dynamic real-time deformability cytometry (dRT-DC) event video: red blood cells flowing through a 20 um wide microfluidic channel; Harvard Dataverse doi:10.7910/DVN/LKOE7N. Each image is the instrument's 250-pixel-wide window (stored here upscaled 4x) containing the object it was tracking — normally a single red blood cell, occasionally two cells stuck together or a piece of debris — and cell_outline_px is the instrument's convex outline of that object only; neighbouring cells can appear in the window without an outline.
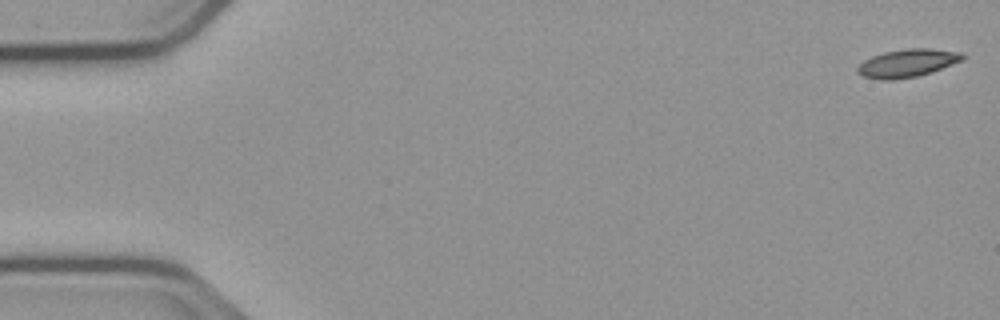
{"species": "common noctule bat (a hibernating species)", "species_latin": "Nyctalus noctula", "temperature_condition": "cold", "stored_images_in_passage": 45, "camera_frame_rate_fps": 3000, "um_per_image_px": 0.085, "animal": {"sex": "male", "body_mass_g": 23.1, "forearm_length_mm": 52.7}, "frame": {"image": 1, "passage_image": 1, "time_ms": 0.0, "image_size_px": [1000, 320], "cell_outline_px": [[964, 56], [960, 60], [952, 64], [932, 72], [916, 76], [892, 80], [884, 80], [864, 76], [856, 68], [864, 60], [872, 56], [884, 52], [908, 48], [928, 48], [960, 52]], "centroid_in_image_um": [77.11, 5.36], "position_along_channel_um": 7.9, "area_um2": 16.76}}
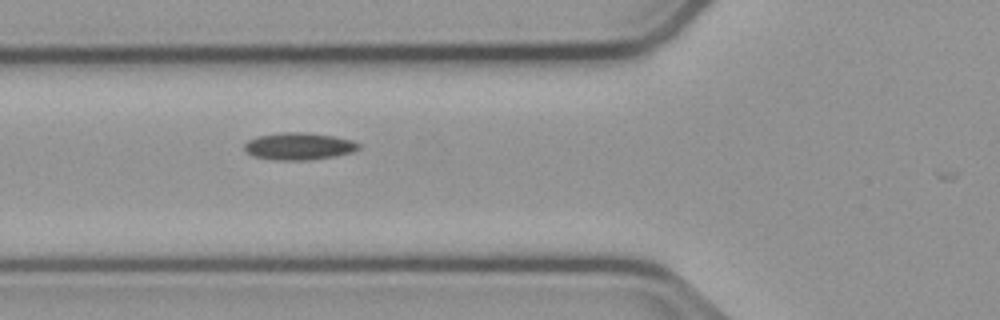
{"frame": {"image": 2, "passage_image": 20, "time_ms": 6.333, "image_size_px": [1000, 320], "cell_outline_px": [[360, 148], [352, 152], [332, 156], [308, 160], [276, 160], [252, 156], [244, 148], [244, 144], [248, 140], [256, 136], [280, 132], [308, 132], [332, 136], [352, 140], [360, 144]], "centroid_in_image_um": [25.38, 12.42], "position_along_channel_um": 100.4, "area_um2": 18.09}}
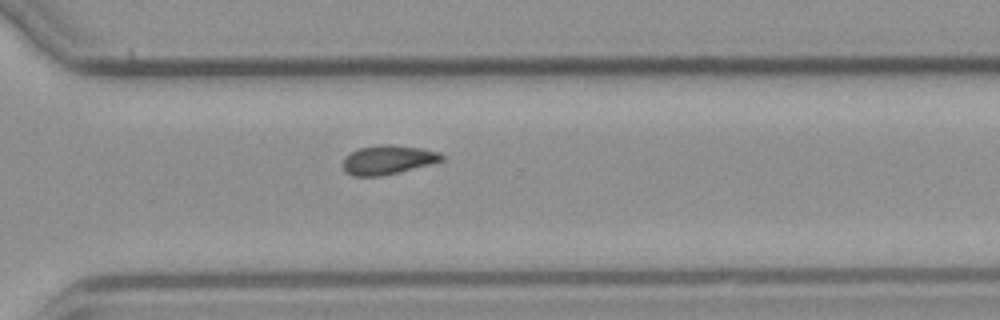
{"frame": {"image": 3, "passage_image": 39, "time_ms": 12.667, "image_size_px": [1000, 320], "cell_outline_px": [[444, 160], [432, 164], [400, 172], [380, 176], [352, 176], [344, 172], [344, 156], [360, 148], [380, 144], [388, 144], [420, 148], [440, 152], [444, 156]], "centroid_in_image_um": [32.99, 13.59], "position_along_channel_um": 337.6, "area_um2": 16.82}}